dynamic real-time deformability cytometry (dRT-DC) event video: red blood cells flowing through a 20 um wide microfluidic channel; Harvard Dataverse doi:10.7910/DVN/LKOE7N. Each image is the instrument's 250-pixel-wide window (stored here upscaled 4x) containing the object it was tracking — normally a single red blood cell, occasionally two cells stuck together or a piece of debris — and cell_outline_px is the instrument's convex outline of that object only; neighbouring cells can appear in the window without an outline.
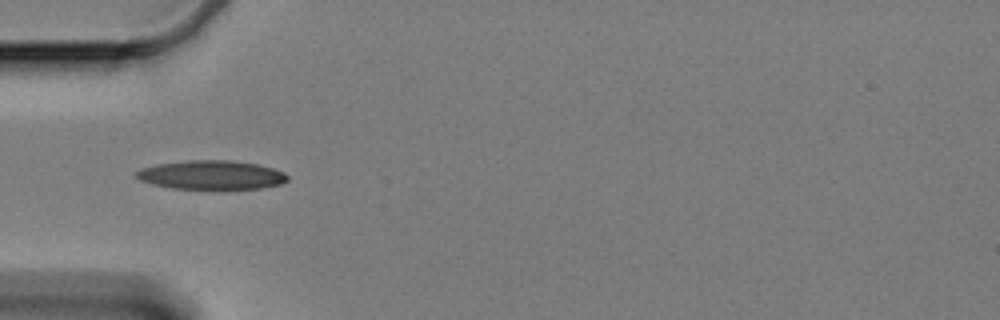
{"species": "Egyptian fruit bat (a non-hibernating species)", "species_latin": "Rousettus aegyptiacus", "temperature_condition": "cold", "stored_images_in_passage": 4, "camera_frame_rate_fps": 3000, "um_per_image_px": 0.085, "animal": {"sex": "female"}, "frame": {"image": 1, "passage_image": 1, "time_ms": 0.0, "image_size_px": [1000, 320], "cell_outline_px": [[288, 180], [280, 184], [260, 188], [224, 192], [220, 192], [172, 188], [152, 184], [140, 180], [136, 176], [136, 172], [140, 168], [156, 164], [188, 160], [228, 160], [256, 164], [272, 168], [284, 172], [288, 176]], "centroid_in_image_um": [17.97, 14.92], "position_along_channel_um": 67.0, "area_um2": 26.53}}
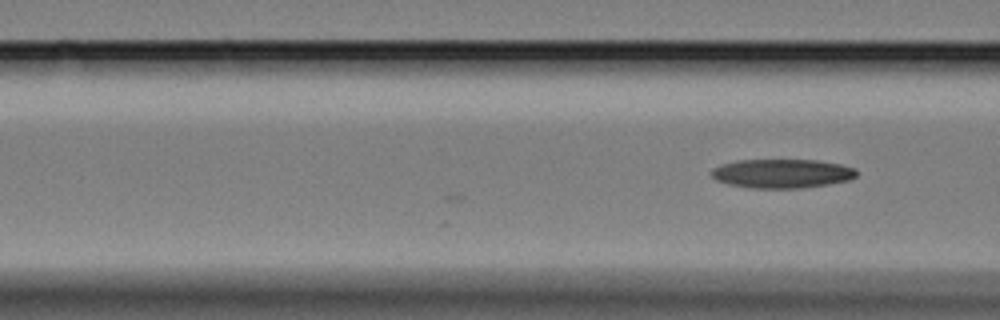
{"frame": {"image": 2, "passage_image": 4, "time_ms": 1.0, "image_size_px": [1000, 320], "cell_outline_px": [[856, 176], [848, 180], [828, 184], [800, 188], [752, 188], [728, 184], [716, 180], [708, 172], [712, 168], [720, 164], [736, 160], [816, 160], [840, 164], [856, 168]], "centroid_in_image_um": [66.42, 14.74], "position_along_channel_um": 100.2, "area_um2": 24.62}}